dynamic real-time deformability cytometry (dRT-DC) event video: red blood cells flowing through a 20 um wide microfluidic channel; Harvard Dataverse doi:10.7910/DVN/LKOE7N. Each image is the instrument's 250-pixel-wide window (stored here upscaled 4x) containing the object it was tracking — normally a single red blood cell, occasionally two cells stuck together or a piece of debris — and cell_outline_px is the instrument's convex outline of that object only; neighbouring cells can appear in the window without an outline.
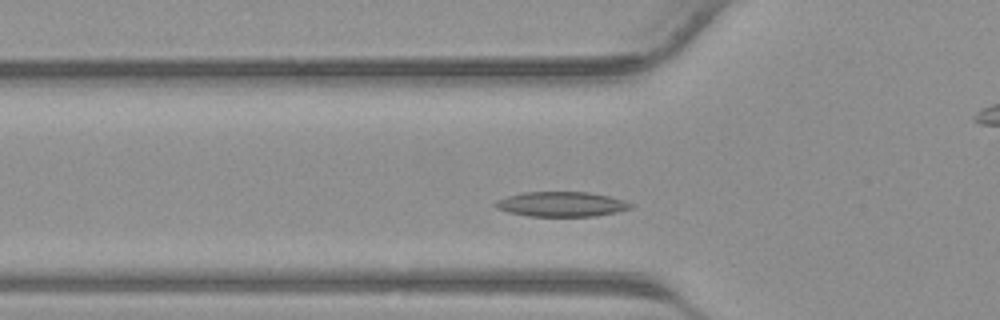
{"species": "common noctule bat (a hibernating species)", "species_latin": "Nyctalus noctula", "temperature_condition": "warm", "stored_images_in_passage": 25, "camera_frame_rate_fps": 3000, "um_per_image_px": 0.085, "animal": {"sex": "male", "body_mass_g": 23.1, "forearm_length_mm": 52.7}, "frame": {"image": 1, "passage_image": 2, "time_ms": 0.333, "image_size_px": [1000, 320], "cell_outline_px": [[636, 204], [632, 208], [616, 212], [596, 216], [528, 216], [508, 212], [496, 208], [492, 204], [496, 200], [508, 196], [524, 192], [588, 192], [608, 196], [624, 200]], "centroid_in_image_um": [47.73, 17.35], "position_along_channel_um": 78.1, "area_um2": 19.71}}
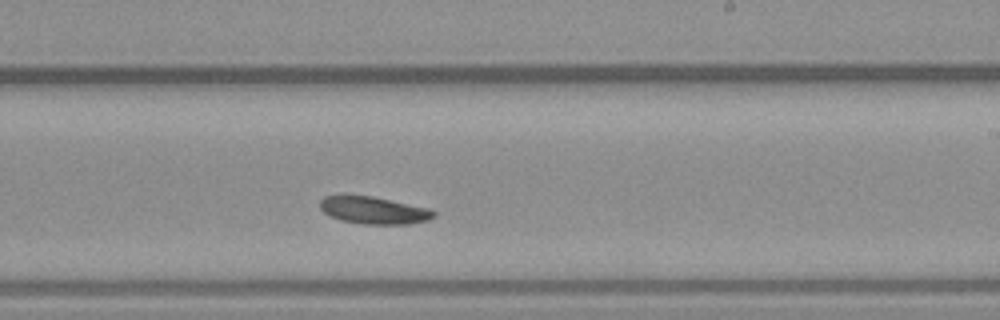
{"frame": {"image": 2, "passage_image": 13, "time_ms": 4.0, "image_size_px": [1000, 320], "cell_outline_px": [[436, 216], [428, 220], [408, 224], [364, 224], [340, 220], [328, 216], [320, 208], [320, 200], [324, 196], [372, 196], [428, 208], [436, 212]], "centroid_in_image_um": [31.77, 17.89], "position_along_channel_um": 257.2, "area_um2": 17.98}}
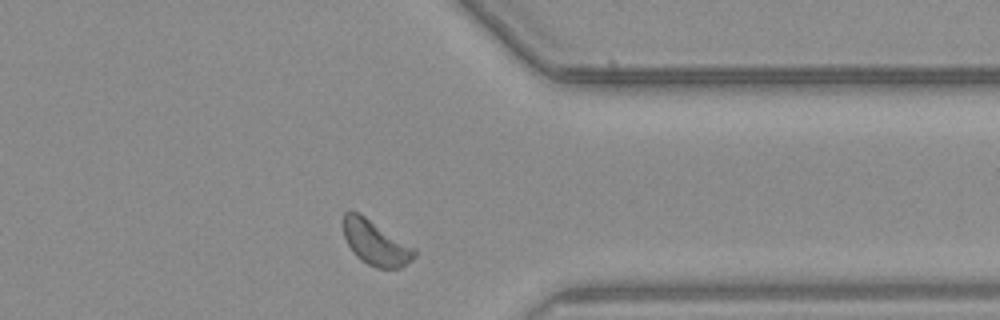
{"frame": {"image": 3, "passage_image": 21, "time_ms": 6.667, "image_size_px": [1000, 320], "cell_outline_px": [[416, 256], [412, 260], [400, 268], [376, 268], [368, 264], [356, 256], [352, 252], [344, 236], [344, 212], [356, 212], [364, 216], [416, 248]], "centroid_in_image_um": [31.95, 20.67], "position_along_channel_um": 379.4, "area_um2": 18.26}}